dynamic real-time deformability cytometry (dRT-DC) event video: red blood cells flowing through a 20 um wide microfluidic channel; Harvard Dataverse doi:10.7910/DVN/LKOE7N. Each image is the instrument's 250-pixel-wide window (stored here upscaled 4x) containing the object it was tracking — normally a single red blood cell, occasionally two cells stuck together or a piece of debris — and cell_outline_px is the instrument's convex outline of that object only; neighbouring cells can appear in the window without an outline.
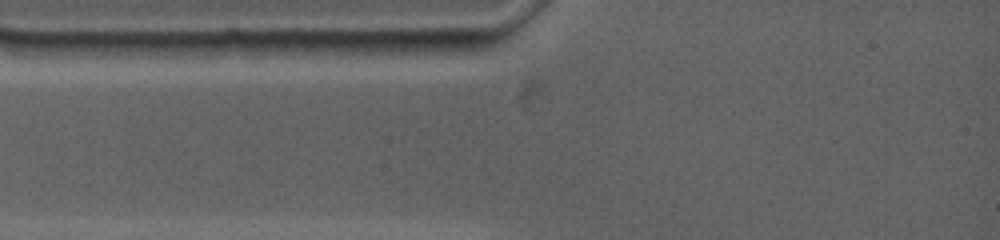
{"species": "common noctule bat (a hibernating species)", "species_latin": "Nyctalus noctula", "temperature_condition": "warm", "stored_images_in_passage": 5, "camera_frame_rate_fps": 4500, "um_per_image_px": 0.085, "animal": {"sex": "female", "body_mass_g": 19.0, "forearm_length_mm": 53.3}, "frame": {"image": 1, "passage_image": 1, "time_ms": 0.0, "image_size_px": [1000, 240], "cell_outline_px": [[480, 40], [476, 48], [452, 56], [368, 56], [356, 44], [356, 40]], "centroid_in_image_um": [35.36, 4.04], "position_along_channel_um": 49.6, "area_um2": 12.77}}